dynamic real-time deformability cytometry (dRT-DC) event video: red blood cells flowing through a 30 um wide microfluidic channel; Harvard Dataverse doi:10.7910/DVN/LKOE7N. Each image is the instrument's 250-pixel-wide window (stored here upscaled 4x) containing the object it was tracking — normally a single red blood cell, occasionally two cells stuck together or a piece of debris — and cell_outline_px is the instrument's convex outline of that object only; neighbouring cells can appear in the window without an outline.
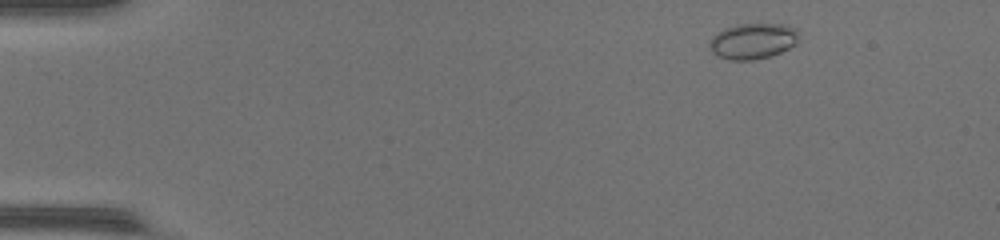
{"species": "common noctule bat (a hibernating species)", "species_latin": "Nyctalus noctula", "temperature_condition": "warm", "stored_images_in_passage": 49, "camera_frame_rate_fps": 3000, "um_per_image_px": 0.085, "animal": {"sex": "female", "body_mass_g": 17.0, "forearm_length_mm": 48.0}, "frame": {"image": 1, "passage_image": 4, "time_ms": 1.0, "image_size_px": [1000, 240], "cell_outline_px": [[800, 32], [796, 44], [780, 52], [768, 56], [752, 60], [732, 60], [716, 56], [712, 52], [708, 44], [712, 36], [724, 28], [736, 24], [788, 24], [796, 28]], "centroid_in_image_um": [63.99, 3.47], "position_along_channel_um": 21.0, "area_um2": 18.79}}
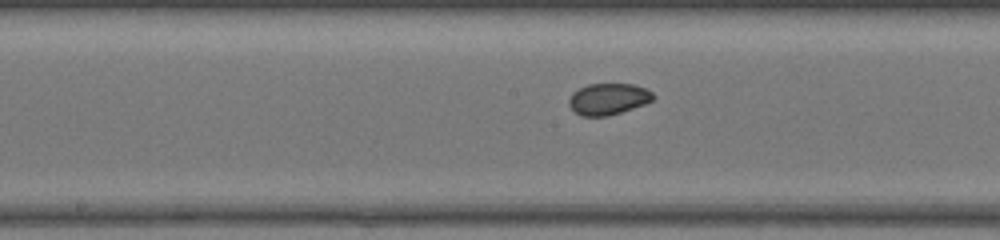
{"frame": {"image": 2, "passage_image": 25, "time_ms": 8.0, "image_size_px": [1000, 240], "cell_outline_px": [[656, 96], [652, 100], [644, 104], [608, 116], [580, 116], [568, 104], [568, 100], [572, 92], [588, 84], [632, 84], [644, 88], [652, 92]], "centroid_in_image_um": [51.68, 8.41], "position_along_channel_um": 196.5, "area_um2": 15.32}}
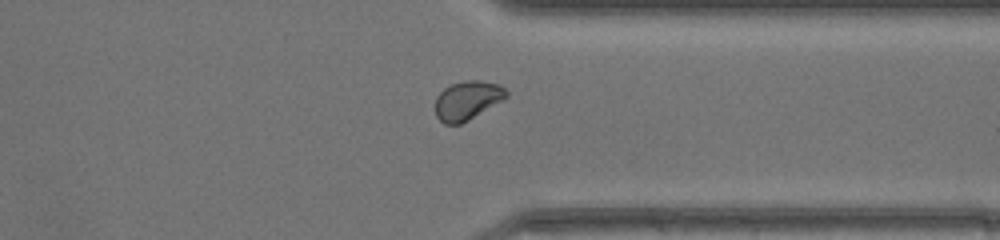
{"frame": {"image": 3, "passage_image": 38, "time_ms": 12.333, "image_size_px": [1000, 240], "cell_outline_px": [[508, 96], [468, 120], [460, 124], [444, 124], [436, 116], [436, 96], [444, 88], [452, 84], [464, 80], [480, 80], [500, 84], [508, 92]], "centroid_in_image_um": [39.71, 8.51], "position_along_channel_um": 371.7, "area_um2": 15.95}}